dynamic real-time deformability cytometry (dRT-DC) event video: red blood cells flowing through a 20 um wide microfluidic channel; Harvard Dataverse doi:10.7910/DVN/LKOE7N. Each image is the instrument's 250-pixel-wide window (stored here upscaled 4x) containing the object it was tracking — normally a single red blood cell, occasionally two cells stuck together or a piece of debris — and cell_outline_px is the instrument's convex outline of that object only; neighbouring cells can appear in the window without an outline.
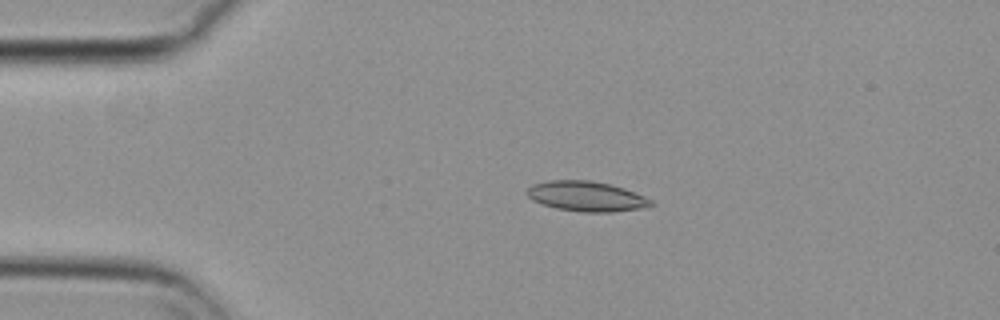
{"species": "common noctule bat (a hibernating species)", "species_latin": "Nyctalus noctula", "temperature_condition": "cold", "stored_images_in_passage": 49, "camera_frame_rate_fps": 3000, "um_per_image_px": 0.085, "animal": {"sex": "female", "body_mass_g": 29.2, "forearm_length_mm": 56.3}, "frame": {"image": 1, "passage_image": 5, "time_ms": 1.333, "image_size_px": [1000, 320], "cell_outline_px": [[656, 204], [644, 208], [612, 212], [584, 212], [556, 208], [532, 200], [524, 192], [532, 184], [548, 180], [588, 180], [608, 184], [624, 188], [644, 196], [652, 200]], "centroid_in_image_um": [49.85, 16.69], "position_along_channel_um": 35.2, "area_um2": 21.73}}
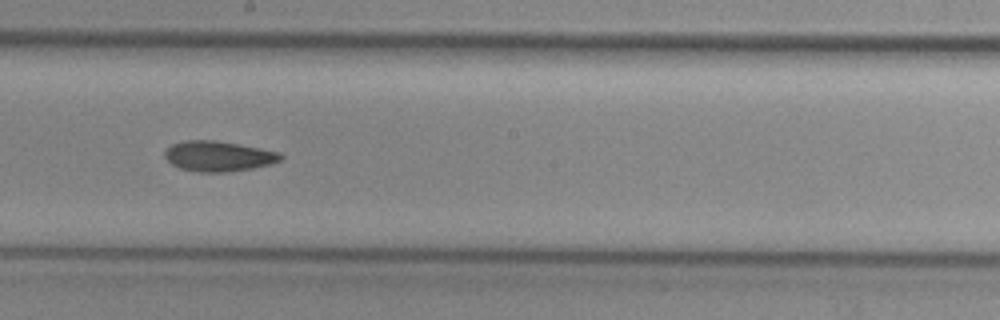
{"frame": {"image": 2, "passage_image": 24, "time_ms": 7.667, "image_size_px": [1000, 320], "cell_outline_px": [[284, 156], [280, 160], [272, 164], [252, 168], [224, 172], [200, 172], [180, 168], [172, 164], [164, 156], [164, 152], [172, 144], [184, 140], [216, 140], [260, 148], [280, 152]], "centroid_in_image_um": [18.57, 13.27], "position_along_channel_um": 229.6, "area_um2": 20.4}}
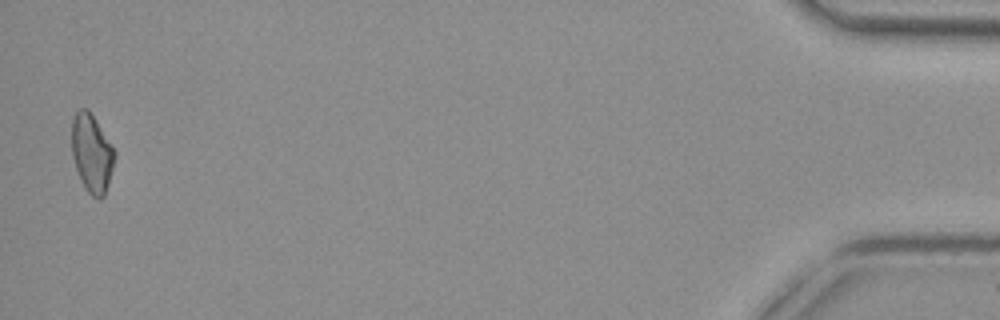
{"frame": {"image": 3, "passage_image": 48, "time_ms": 15.667, "image_size_px": [1000, 320], "cell_outline_px": [[116, 156], [108, 184], [104, 196], [100, 200], [96, 200], [84, 188], [76, 168], [72, 156], [72, 116], [80, 108], [88, 108], [116, 152]], "centroid_in_image_um": [7.8, 13.04], "position_along_channel_um": 427.4, "area_um2": 19.59}}